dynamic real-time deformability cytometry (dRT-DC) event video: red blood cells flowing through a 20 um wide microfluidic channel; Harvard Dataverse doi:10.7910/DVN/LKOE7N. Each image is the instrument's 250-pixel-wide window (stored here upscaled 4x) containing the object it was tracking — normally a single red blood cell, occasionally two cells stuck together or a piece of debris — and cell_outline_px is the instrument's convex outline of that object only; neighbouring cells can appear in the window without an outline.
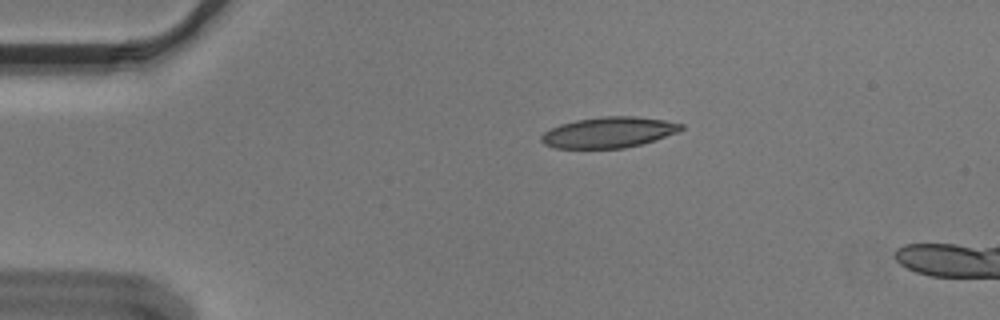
{"species": "Egyptian fruit bat (a non-hibernating species)", "species_latin": "Rousettus aegyptiacus", "temperature_condition": "cold", "stored_images_in_passage": 6, "camera_frame_rate_fps": 3000, "um_per_image_px": 0.085, "animal": {"sex": "male"}, "frame": {"image": 1, "passage_image": 1, "time_ms": 0.0, "image_size_px": [1000, 320], "cell_outline_px": [[684, 128], [680, 132], [656, 140], [624, 148], [556, 148], [544, 144], [540, 140], [540, 136], [544, 132], [560, 124], [576, 120], [604, 116], [636, 116], [664, 120], [684, 124]], "centroid_in_image_um": [51.78, 11.25], "position_along_channel_um": 33.2, "area_um2": 25.14}}